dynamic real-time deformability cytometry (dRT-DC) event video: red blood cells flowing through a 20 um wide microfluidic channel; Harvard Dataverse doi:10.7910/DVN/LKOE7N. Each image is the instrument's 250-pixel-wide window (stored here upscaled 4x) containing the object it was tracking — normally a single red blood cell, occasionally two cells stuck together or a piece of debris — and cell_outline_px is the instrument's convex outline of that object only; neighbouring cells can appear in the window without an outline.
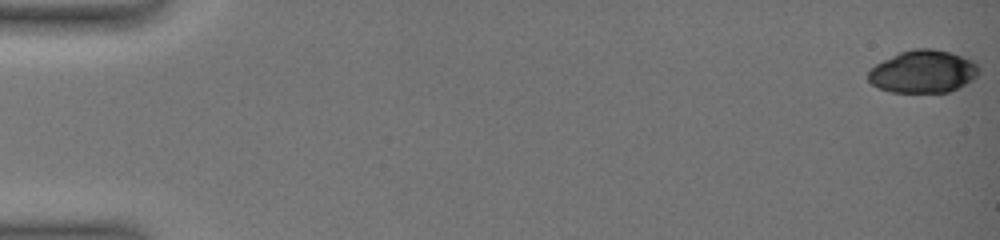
{"species": "common noctule bat (a hibernating species)", "species_latin": "Nyctalus noctula", "temperature_condition": "warm", "stored_images_in_passage": 11, "camera_frame_rate_fps": 3000, "um_per_image_px": 0.085, "animal": {"sex": "female", "body_mass_g": 19.0, "forearm_length_mm": 51.5}, "frame": {"image": 1, "passage_image": 1, "time_ms": 0.0, "image_size_px": [1000, 240], "cell_outline_px": [[980, 72], [972, 80], [948, 92], [892, 92], [880, 88], [872, 84], [868, 80], [868, 72], [876, 64], [900, 52], [916, 48], [932, 48], [948, 52], [972, 60], [980, 68]], "centroid_in_image_um": [78.46, 6.08], "position_along_channel_um": 6.5, "area_um2": 27.17}}
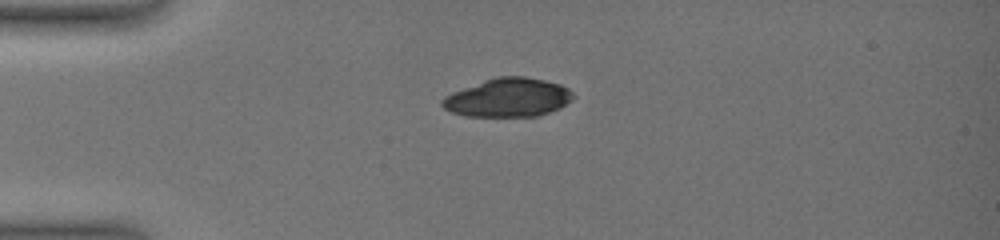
{"frame": {"image": 2, "passage_image": 8, "time_ms": 5.0, "image_size_px": [1000, 240], "cell_outline_px": [[576, 96], [572, 100], [560, 108], [536, 116], [464, 116], [452, 112], [444, 108], [440, 104], [440, 100], [444, 96], [452, 92], [484, 80], [496, 76], [524, 76], [544, 80], [560, 84], [568, 88]], "centroid_in_image_um": [43.18, 8.29], "position_along_channel_um": 41.8, "area_um2": 29.59}}
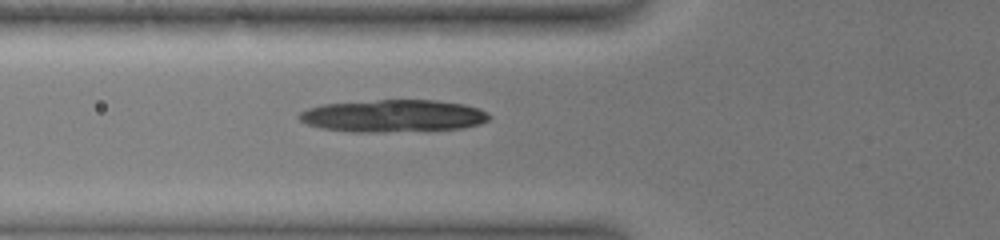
{"frame": {"image": 3, "passage_image": 11, "time_ms": 7.333, "image_size_px": [1000, 240], "cell_outline_px": [[492, 116], [488, 120], [480, 124], [464, 128], [384, 132], [352, 132], [320, 128], [308, 124], [300, 120], [296, 116], [300, 112], [308, 108], [320, 104], [376, 100], [436, 100], [464, 104], [480, 108], [488, 112]], "centroid_in_image_um": [33.43, 9.85], "position_along_channel_um": 92.4, "area_um2": 36.13}}